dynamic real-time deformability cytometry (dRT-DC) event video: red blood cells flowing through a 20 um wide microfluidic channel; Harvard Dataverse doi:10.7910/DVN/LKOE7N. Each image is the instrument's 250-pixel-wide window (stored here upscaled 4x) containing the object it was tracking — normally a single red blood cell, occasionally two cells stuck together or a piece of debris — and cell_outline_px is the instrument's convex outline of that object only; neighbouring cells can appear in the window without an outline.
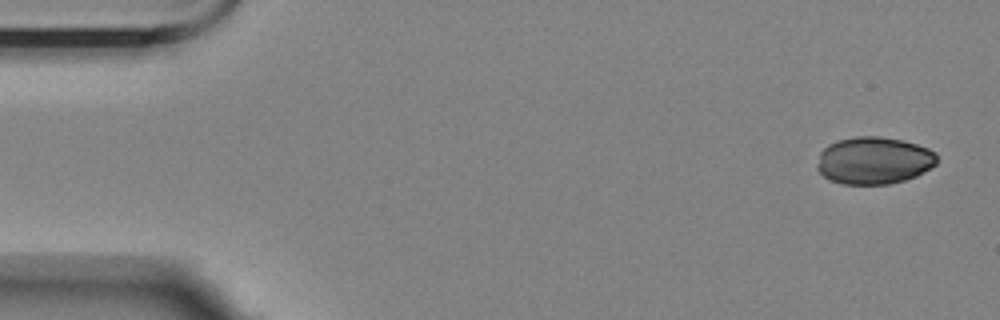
{"species": "Egyptian fruit bat (a non-hibernating species)", "species_latin": "Rousettus aegyptiacus", "temperature_condition": "room temperature", "stored_images_in_passage": 4, "camera_frame_rate_fps": 3000, "um_per_image_px": 0.085, "animal": {"sex": "female"}, "frame": {"image": 1, "passage_image": 1, "time_ms": 0.0, "image_size_px": [1000, 320], "cell_outline_px": [[936, 164], [924, 172], [916, 176], [904, 180], [888, 184], [844, 184], [832, 180], [824, 176], [816, 168], [816, 164], [820, 152], [828, 144], [836, 140], [856, 136], [880, 136], [900, 140], [916, 144], [928, 148], [936, 152]], "centroid_in_image_um": [74.26, 13.63], "position_along_channel_um": 10.7, "area_um2": 33.06}}
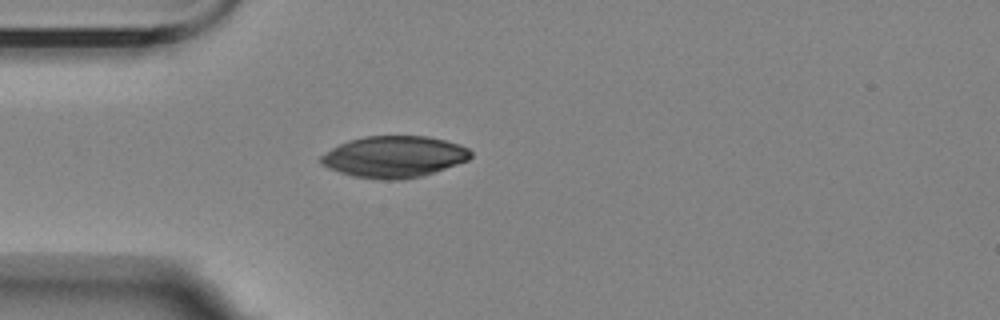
{"frame": {"image": 2, "passage_image": 4, "time_ms": 4.333, "image_size_px": [1000, 320], "cell_outline_px": [[472, 156], [468, 160], [424, 176], [400, 180], [384, 180], [352, 176], [328, 168], [320, 164], [320, 156], [332, 148], [348, 140], [364, 136], [428, 136], [460, 144], [468, 148], [472, 152]], "centroid_in_image_um": [33.5, 13.33], "position_along_channel_um": 51.5, "area_um2": 36.41}}